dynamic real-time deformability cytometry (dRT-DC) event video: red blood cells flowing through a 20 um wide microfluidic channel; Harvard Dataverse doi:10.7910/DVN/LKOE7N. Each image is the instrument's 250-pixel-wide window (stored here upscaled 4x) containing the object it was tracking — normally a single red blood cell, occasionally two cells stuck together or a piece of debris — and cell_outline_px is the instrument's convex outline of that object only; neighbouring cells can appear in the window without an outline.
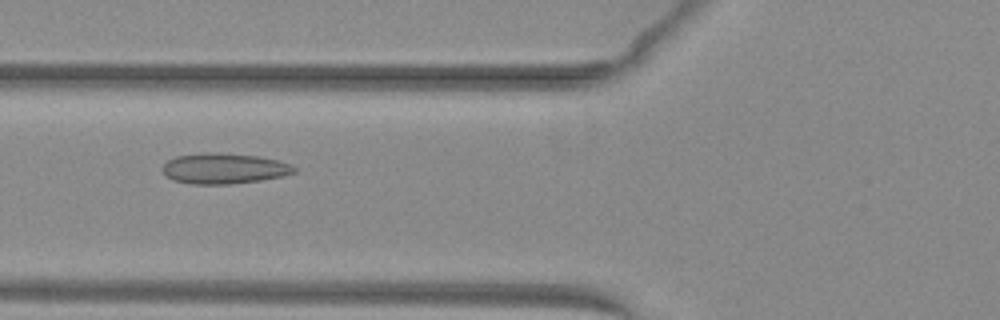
{"species": "common noctule bat (a hibernating species)", "species_latin": "Nyctalus noctula", "temperature_condition": "warm", "stored_images_in_passage": 38, "camera_frame_rate_fps": 3000, "um_per_image_px": 0.085, "animal": {"sex": "female", "body_mass_g": 29.2, "forearm_length_mm": 56.3}, "frame": {"image": 1, "passage_image": 7, "time_ms": 2.0, "image_size_px": [1000, 320], "cell_outline_px": [[296, 172], [284, 176], [260, 180], [228, 184], [192, 184], [172, 180], [164, 172], [164, 164], [168, 160], [176, 156], [208, 152], [216, 152], [260, 156], [280, 160], [292, 164], [296, 168]], "centroid_in_image_um": [19.1, 14.31], "position_along_channel_um": 106.7, "area_um2": 23.52}}
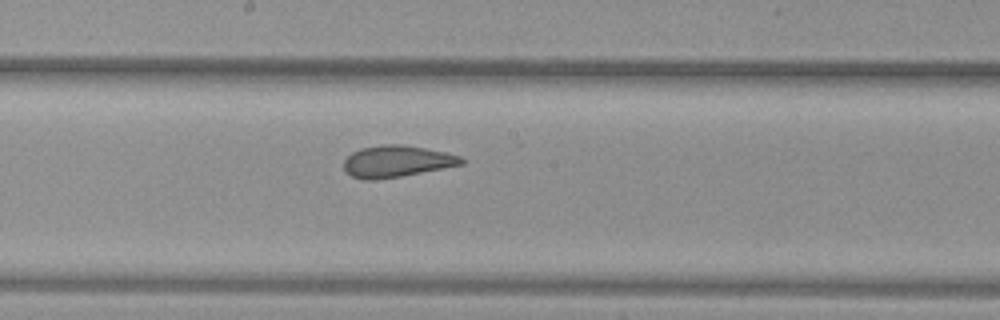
{"frame": {"image": 2, "passage_image": 15, "time_ms": 4.667, "image_size_px": [1000, 320], "cell_outline_px": [[464, 164], [400, 176], [376, 180], [364, 180], [352, 176], [344, 172], [344, 160], [352, 152], [360, 148], [384, 144], [400, 144], [424, 148], [444, 152], [460, 156], [464, 160]], "centroid_in_image_um": [33.67, 13.71], "position_along_channel_um": 214.5, "area_um2": 21.56}}
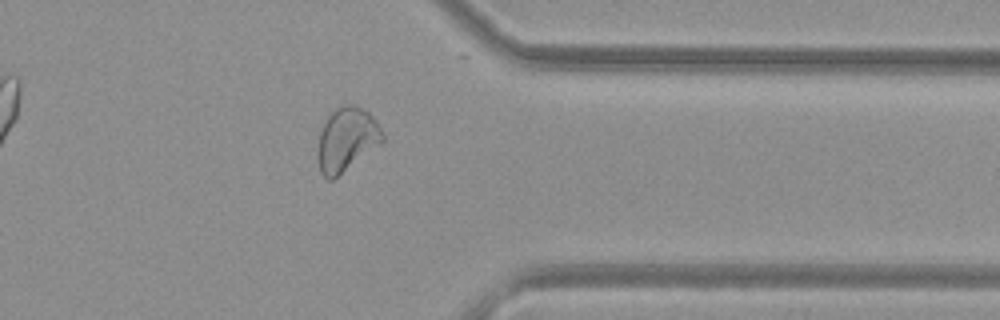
{"frame": {"image": 3, "passage_image": 28, "time_ms": 9.0, "image_size_px": [1000, 320], "cell_outline_px": [[384, 140], [380, 144], [332, 180], [328, 180], [320, 172], [316, 156], [316, 148], [320, 132], [324, 120], [336, 108], [344, 104], [352, 104], [368, 112], [376, 120], [384, 136]], "centroid_in_image_um": [29.42, 11.85], "position_along_channel_um": 382.0, "area_um2": 24.1}, "authors_computed_cell_mechanics": {"area_um2": 23.1489, "velocity_mm_per_s": 4.0339, "shape_relaxation_time_tau1_ms": null, "shape_relaxation_time_tau2_ms": 1.1667, "deformation_change_tau1": null, "deformation_change_tau2": 0.0804}}